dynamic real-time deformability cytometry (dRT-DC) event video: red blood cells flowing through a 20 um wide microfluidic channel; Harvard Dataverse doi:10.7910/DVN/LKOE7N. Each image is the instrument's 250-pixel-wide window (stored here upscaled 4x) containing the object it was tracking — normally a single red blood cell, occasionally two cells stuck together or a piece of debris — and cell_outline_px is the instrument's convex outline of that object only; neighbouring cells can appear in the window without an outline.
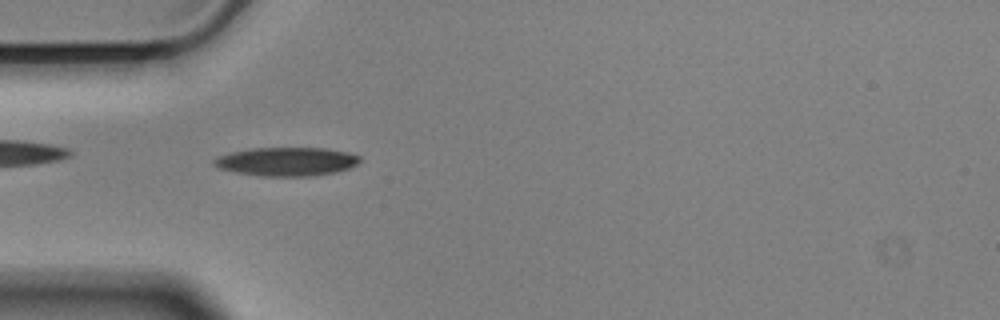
{"species": "Egyptian fruit bat (a non-hibernating species)", "species_latin": "Rousettus aegyptiacus", "temperature_condition": "cold", "stored_images_in_passage": 46, "camera_frame_rate_fps": 3000, "um_per_image_px": 0.085, "animal": {"sex": "male"}, "frame": {"image": 1, "passage_image": 6, "time_ms": 1.667, "image_size_px": [1000, 320], "cell_outline_px": [[360, 160], [356, 164], [348, 168], [336, 172], [312, 176], [264, 176], [236, 172], [220, 168], [212, 164], [212, 160], [216, 156], [232, 152], [252, 148], [324, 148], [348, 152], [360, 156]], "centroid_in_image_um": [24.35, 13.73], "position_along_channel_um": 60.7, "area_um2": 24.28}}
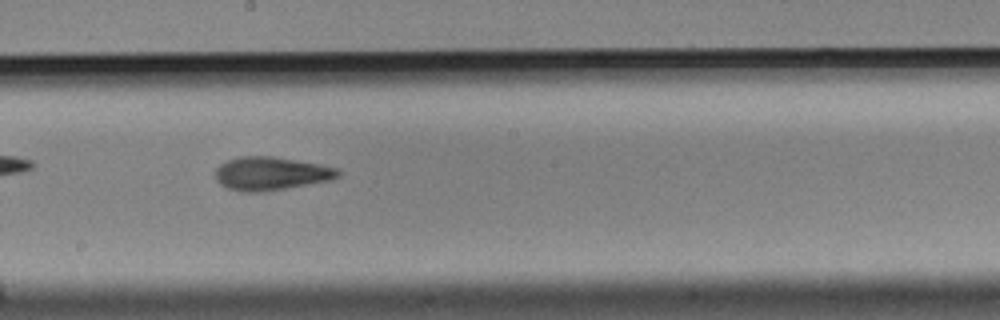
{"frame": {"image": 2, "passage_image": 20, "time_ms": 6.333, "image_size_px": [1000, 320], "cell_outline_px": [[340, 176], [332, 180], [264, 192], [244, 192], [228, 188], [220, 184], [216, 180], [216, 168], [220, 164], [228, 160], [240, 156], [272, 156], [320, 164], [336, 168], [340, 172]], "centroid_in_image_um": [23.03, 14.75], "position_along_channel_um": 225.2, "area_um2": 23.87}}
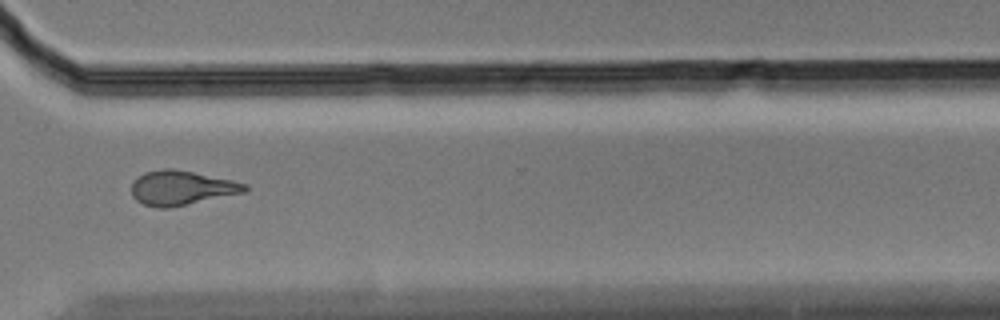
{"frame": {"image": 3, "passage_image": 31, "time_ms": 10.0, "image_size_px": [1000, 320], "cell_outline_px": [[248, 188], [244, 192], [168, 208], [156, 208], [144, 204], [136, 200], [132, 196], [132, 180], [136, 176], [144, 172], [164, 168], [172, 168], [232, 180], [248, 184]], "centroid_in_image_um": [15.37, 15.96], "position_along_channel_um": 355.2, "area_um2": 22.66}, "authors_computed_cell_mechanics": {"area_um2": 22.9177, "velocity_mm_per_s": 3.5486, "shape_relaxation_time_tau1_ms": 5.132, "shape_relaxation_time_tau2_ms": 3.1154, "deformation_change_tau1": 0.1589, "deformation_change_tau2": 0.112}}